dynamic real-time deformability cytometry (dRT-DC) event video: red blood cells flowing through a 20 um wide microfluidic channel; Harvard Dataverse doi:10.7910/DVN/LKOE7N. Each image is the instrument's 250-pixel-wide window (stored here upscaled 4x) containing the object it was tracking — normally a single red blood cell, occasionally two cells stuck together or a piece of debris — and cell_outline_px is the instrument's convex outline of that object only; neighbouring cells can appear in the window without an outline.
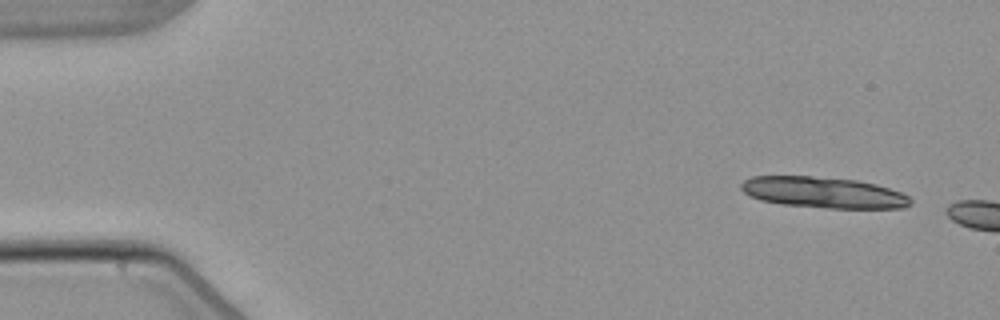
{"species": "common noctule bat (a hibernating species)", "species_latin": "Nyctalus noctula", "temperature_condition": "warm", "stored_images_in_passage": 2, "camera_frame_rate_fps": 3000, "um_per_image_px": 0.085, "animal": {"sex": "male", "body_mass_g": 21.5, "forearm_length_mm": 52.0}, "frame": {"image": 1, "passage_image": 1, "time_ms": 0.0, "image_size_px": [1000, 320], "cell_outline_px": [[912, 204], [904, 208], [824, 208], [780, 204], [760, 200], [744, 192], [740, 188], [740, 184], [744, 180], [752, 176], [808, 176], [856, 180], [876, 184], [900, 192], [908, 196], [912, 200]], "centroid_in_image_um": [69.99, 16.37], "position_along_channel_um": 15.0, "area_um2": 30.63}}